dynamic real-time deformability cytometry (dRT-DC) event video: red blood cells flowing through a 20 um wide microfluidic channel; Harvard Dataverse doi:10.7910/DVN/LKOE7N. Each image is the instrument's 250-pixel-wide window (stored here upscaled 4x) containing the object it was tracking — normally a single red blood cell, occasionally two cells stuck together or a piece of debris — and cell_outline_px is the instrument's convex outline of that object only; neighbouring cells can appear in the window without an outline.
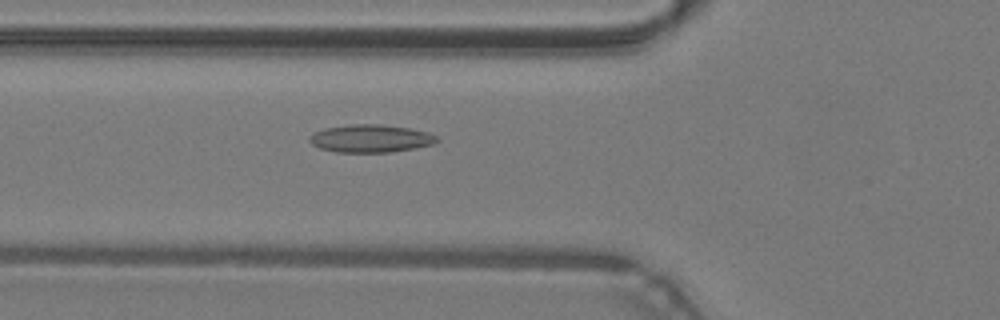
{"species": "common noctule bat (a hibernating species)", "species_latin": "Nyctalus noctula", "temperature_condition": "warm", "stored_images_in_passage": 45, "camera_frame_rate_fps": 3000, "um_per_image_px": 0.085, "animal": {"sex": "male", "body_mass_g": 19.2, "forearm_length_mm": 51.8}, "frame": {"image": 1, "passage_image": 15, "time_ms": 4.667, "image_size_px": [1000, 320], "cell_outline_px": [[440, 140], [432, 144], [416, 148], [392, 152], [336, 152], [320, 148], [312, 144], [308, 140], [308, 136], [312, 132], [324, 128], [348, 124], [380, 124], [408, 128], [428, 132], [436, 136]], "centroid_in_image_um": [31.47, 11.77], "position_along_channel_um": 94.3, "area_um2": 20.81}}
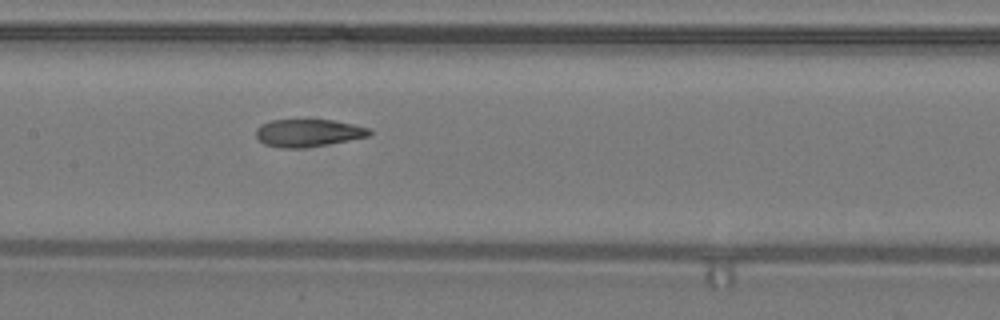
{"frame": {"image": 2, "passage_image": 21, "time_ms": 6.667, "image_size_px": [1000, 320], "cell_outline_px": [[372, 132], [368, 136], [328, 144], [304, 148], [280, 148], [264, 144], [256, 136], [256, 128], [260, 124], [272, 120], [332, 120], [352, 124], [368, 128]], "centroid_in_image_um": [26.15, 11.3], "position_along_channel_um": 181.2, "area_um2": 18.09}}
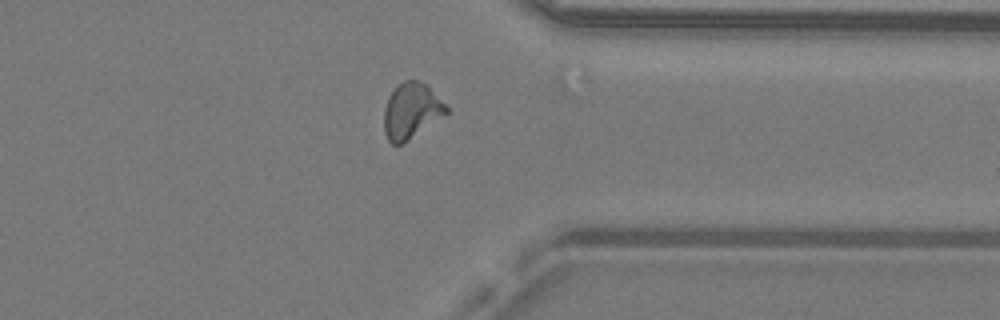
{"frame": {"image": 3, "passage_image": 35, "time_ms": 11.333, "image_size_px": [1000, 320], "cell_outline_px": [[448, 112], [400, 144], [392, 144], [388, 140], [384, 132], [384, 108], [388, 96], [404, 80], [416, 80], [424, 84], [448, 108]], "centroid_in_image_um": [34.9, 9.42], "position_along_channel_um": 376.5, "area_um2": 19.31}, "authors_computed_cell_mechanics": {"area_um2": 19.4208, "velocity_mm_per_s": 4.2997, "shape_relaxation_time_tau1_ms": null, "shape_relaxation_time_tau2_ms": 1.6449, "deformation_change_tau1": null, "deformation_change_tau2": 0.098}}